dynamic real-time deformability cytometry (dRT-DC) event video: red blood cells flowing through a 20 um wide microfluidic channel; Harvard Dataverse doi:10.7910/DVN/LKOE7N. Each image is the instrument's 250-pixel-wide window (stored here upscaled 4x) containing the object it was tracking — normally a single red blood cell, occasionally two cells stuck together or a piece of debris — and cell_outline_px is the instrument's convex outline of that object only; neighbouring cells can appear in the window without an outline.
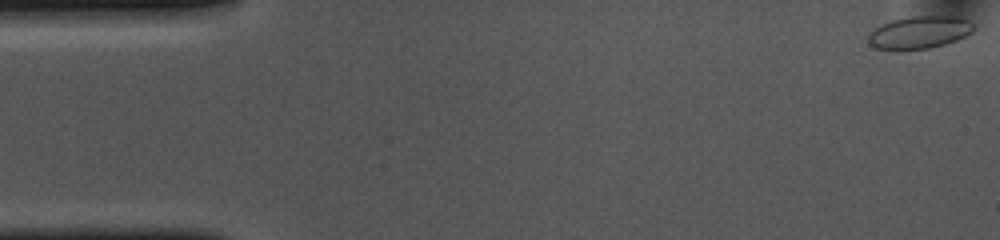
{"species": "common noctule bat (a hibernating species)", "species_latin": "Nyctalus noctula", "temperature_condition": "cold", "stored_images_in_passage": 54, "camera_frame_rate_fps": 3000, "um_per_image_px": 0.085, "animal": {"sex": "female", "body_mass_g": 10.0, "forearm_length_mm": 53.1}, "frame": {"image": 1, "passage_image": 1, "time_ms": 0.0, "image_size_px": [1000, 240], "cell_outline_px": [[976, 28], [972, 32], [956, 40], [944, 44], [928, 48], [900, 52], [892, 52], [876, 48], [868, 44], [868, 32], [880, 24], [892, 20], [912, 16], [956, 16], [968, 20]], "centroid_in_image_um": [78.07, 2.78], "position_along_channel_um": 6.9, "area_um2": 20.58}}
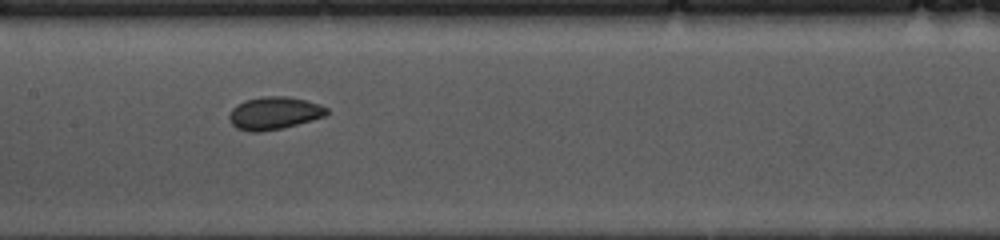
{"frame": {"image": 2, "passage_image": 25, "time_ms": 8.0, "image_size_px": [1000, 240], "cell_outline_px": [[328, 112], [324, 116], [312, 120], [284, 128], [260, 132], [248, 132], [236, 128], [232, 124], [228, 116], [232, 108], [236, 104], [244, 100], [260, 96], [288, 96], [320, 104], [328, 108]], "centroid_in_image_um": [23.27, 9.62], "position_along_channel_um": 184.1, "area_um2": 18.79}}
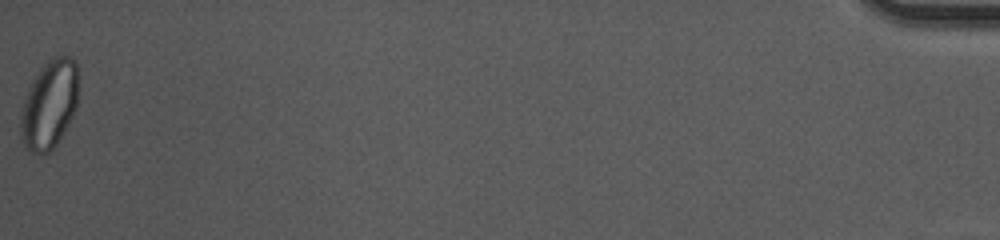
{"frame": {"image": 3, "passage_image": 54, "time_ms": 17.667, "image_size_px": [1000, 240], "cell_outline_px": [[76, 108], [72, 116], [56, 144], [48, 152], [40, 156], [32, 152], [24, 144], [20, 136], [20, 116], [24, 100], [32, 80], [40, 68], [52, 56], [72, 56], [76, 64]], "centroid_in_image_um": [4.16, 8.88], "position_along_channel_um": 431.0, "area_um2": 29.42}, "authors_computed_cell_mechanics": {"area_um2": 19.2185, "velocity_mm_per_s": 3.6443, "shape_relaxation_time_tau1_ms": 5.4538, "shape_relaxation_time_tau2_ms": 1.08, "deformation_change_tau1": 0.0898, "deformation_change_tau2": 0.045}}